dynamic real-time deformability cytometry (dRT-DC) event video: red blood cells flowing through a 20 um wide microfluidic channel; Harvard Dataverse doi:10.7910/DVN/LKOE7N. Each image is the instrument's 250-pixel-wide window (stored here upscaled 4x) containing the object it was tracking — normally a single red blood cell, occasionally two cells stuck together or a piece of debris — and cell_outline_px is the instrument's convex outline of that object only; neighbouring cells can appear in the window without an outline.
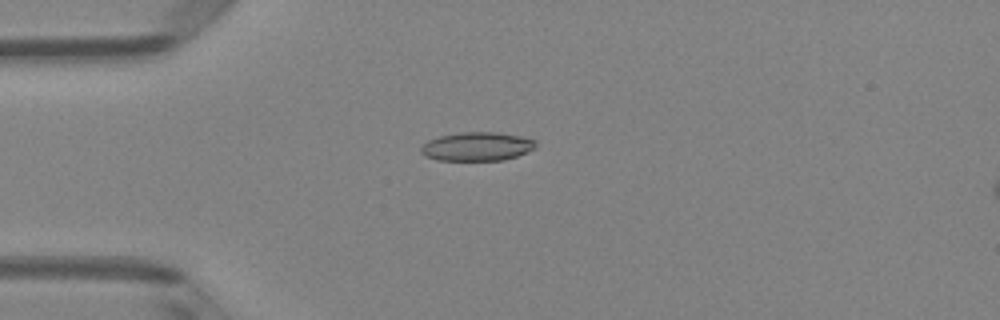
{"species": "Egyptian fruit bat (a non-hibernating species)", "species_latin": "Rousettus aegyptiacus", "temperature_condition": "room temperature", "stored_images_in_passage": 49, "camera_frame_rate_fps": 3000, "um_per_image_px": 0.085, "animal": {"sex": "female"}, "frame": {"image": 1, "passage_image": 13, "time_ms": 4.0, "image_size_px": [1000, 320], "cell_outline_px": [[536, 148], [516, 156], [504, 160], [436, 160], [424, 156], [420, 152], [420, 148], [428, 140], [440, 136], [460, 132], [496, 132], [520, 136], [536, 140]], "centroid_in_image_um": [40.53, 12.45], "position_along_channel_um": 44.5, "area_um2": 19.25}}
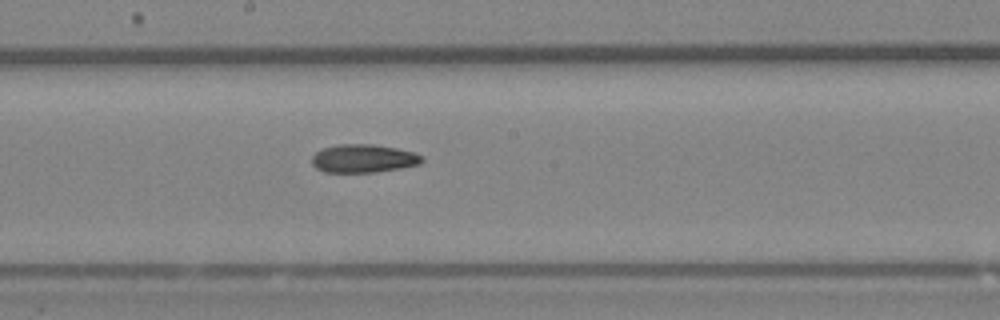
{"frame": {"image": 2, "passage_image": 27, "time_ms": 8.667, "image_size_px": [1000, 320], "cell_outline_px": [[424, 160], [420, 164], [400, 168], [376, 172], [324, 172], [316, 168], [312, 164], [312, 156], [320, 148], [336, 144], [372, 144], [396, 148], [416, 152], [424, 156]], "centroid_in_image_um": [30.9, 13.46], "position_along_channel_um": 217.3, "area_um2": 18.38}}
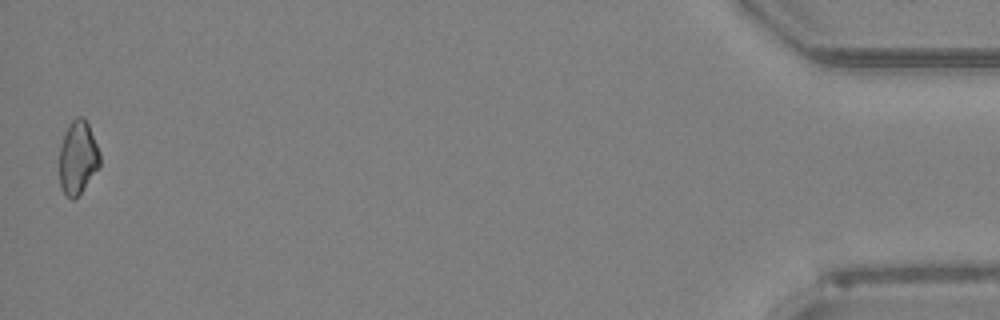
{"frame": {"image": 3, "passage_image": 49, "time_ms": 16.0, "image_size_px": [1000, 320], "cell_outline_px": [[100, 168], [80, 192], [72, 200], [60, 188], [60, 148], [64, 132], [72, 120], [76, 116], [84, 116], [88, 124], [100, 152]], "centroid_in_image_um": [6.63, 13.37], "position_along_channel_um": 428.6, "area_um2": 17.28}, "authors_computed_cell_mechanics": {"area_um2": 18.3804, "velocity_mm_per_s": 4.1318, "shape_relaxation_time_tau1_ms": null, "shape_relaxation_time_tau2_ms": 2.8203, "deformation_change_tau1": null, "deformation_change_tau2": 0.0964}}